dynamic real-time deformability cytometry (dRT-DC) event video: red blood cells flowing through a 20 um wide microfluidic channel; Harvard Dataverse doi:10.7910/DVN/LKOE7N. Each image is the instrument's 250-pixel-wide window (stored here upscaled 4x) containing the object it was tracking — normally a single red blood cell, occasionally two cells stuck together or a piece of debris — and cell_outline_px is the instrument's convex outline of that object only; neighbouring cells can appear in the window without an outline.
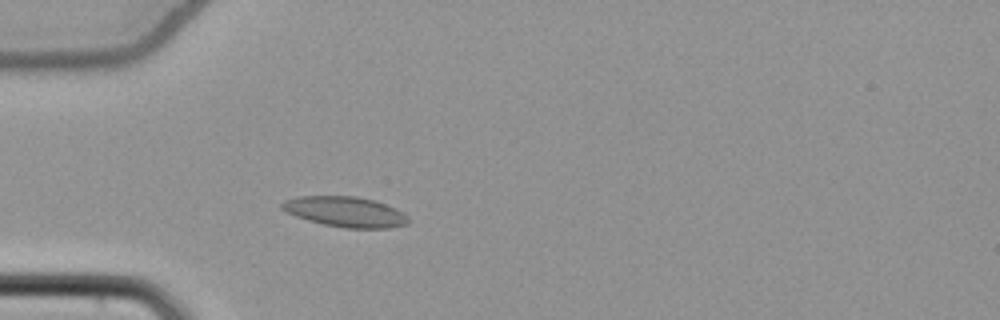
{"species": "common noctule bat (a hibernating species)", "species_latin": "Nyctalus noctula", "temperature_condition": "cold", "stored_images_in_passage": 40, "camera_frame_rate_fps": 3000, "um_per_image_px": 0.085, "animal": {"sex": "female", "body_mass_g": 22.7, "forearm_length_mm": 54.2}, "frame": {"image": 1, "passage_image": 10, "time_ms": 3.0, "image_size_px": [1000, 320], "cell_outline_px": [[412, 220], [408, 224], [388, 228], [344, 228], [324, 224], [308, 220], [296, 216], [280, 208], [280, 204], [284, 200], [300, 196], [356, 196], [376, 200], [396, 208], [404, 212]], "centroid_in_image_um": [29.41, 18.0], "position_along_channel_um": 55.6, "area_um2": 22.54}}
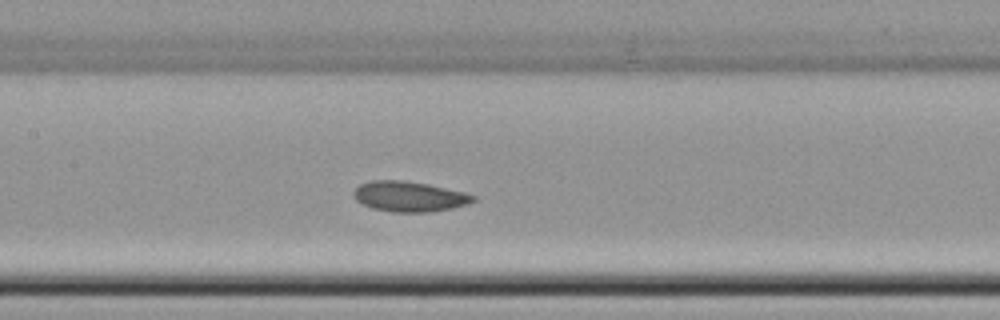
{"frame": {"image": 2, "passage_image": 20, "time_ms": 6.333, "image_size_px": [1000, 320], "cell_outline_px": [[476, 200], [468, 204], [452, 208], [432, 212], [392, 212], [372, 208], [356, 200], [352, 196], [352, 192], [360, 184], [372, 180], [404, 180], [428, 184], [464, 192], [476, 196]], "centroid_in_image_um": [34.79, 16.7], "position_along_channel_um": 172.6, "area_um2": 21.21}}
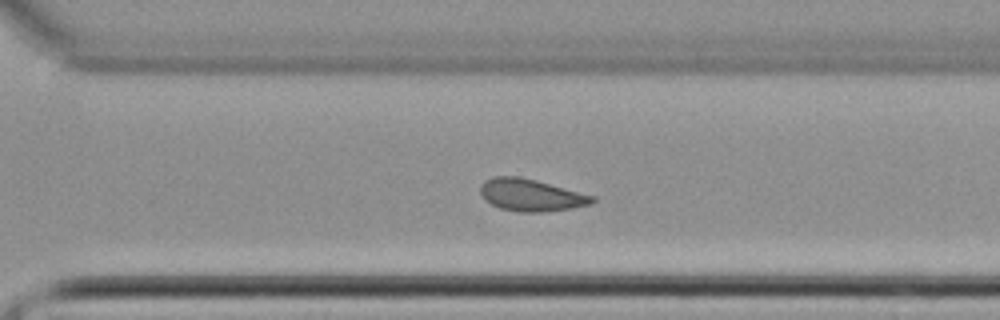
{"frame": {"image": 3, "passage_image": 32, "time_ms": 10.333, "image_size_px": [1000, 320], "cell_outline_px": [[596, 200], [592, 204], [572, 208], [540, 212], [516, 212], [500, 208], [484, 200], [480, 192], [480, 188], [484, 180], [492, 176], [516, 176], [536, 180], [596, 196]], "centroid_in_image_um": [45.13, 16.58], "position_along_channel_um": 325.5, "area_um2": 21.1}, "authors_computed_cell_mechanics": {"area_um2": 21.2126, "velocity_mm_per_s": 3.8187, "shape_relaxation_time_tau1_ms": 6.9125, "shape_relaxation_time_tau2_ms": null, "deformation_change_tau1": 0.0942, "deformation_change_tau2": null}}